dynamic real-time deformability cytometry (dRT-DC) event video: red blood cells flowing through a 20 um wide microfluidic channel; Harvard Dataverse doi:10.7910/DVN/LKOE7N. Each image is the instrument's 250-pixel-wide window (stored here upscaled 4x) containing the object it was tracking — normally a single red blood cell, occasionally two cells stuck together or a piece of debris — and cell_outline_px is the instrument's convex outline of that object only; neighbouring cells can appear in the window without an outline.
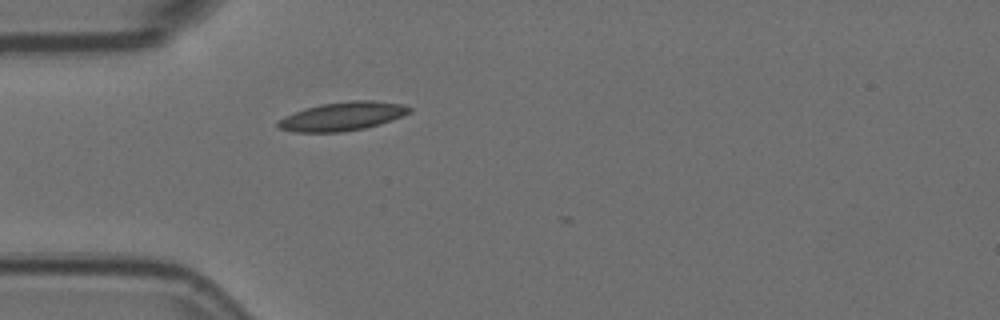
{"species": "Egyptian fruit bat (a non-hibernating species)", "species_latin": "Rousettus aegyptiacus", "temperature_condition": "room temperature", "stored_images_in_passage": 4, "camera_frame_rate_fps": 3000, "um_per_image_px": 0.085, "animal": {"sex": "female"}, "frame": {"image": 1, "passage_image": 4, "time_ms": 1.0, "image_size_px": [1000, 320], "cell_outline_px": [[412, 112], [392, 120], [380, 124], [364, 128], [344, 132], [292, 132], [280, 128], [276, 124], [284, 116], [320, 104], [352, 100], [372, 100], [404, 104], [412, 108]], "centroid_in_image_um": [29.16, 9.88], "position_along_channel_um": 55.8, "area_um2": 21.91}}